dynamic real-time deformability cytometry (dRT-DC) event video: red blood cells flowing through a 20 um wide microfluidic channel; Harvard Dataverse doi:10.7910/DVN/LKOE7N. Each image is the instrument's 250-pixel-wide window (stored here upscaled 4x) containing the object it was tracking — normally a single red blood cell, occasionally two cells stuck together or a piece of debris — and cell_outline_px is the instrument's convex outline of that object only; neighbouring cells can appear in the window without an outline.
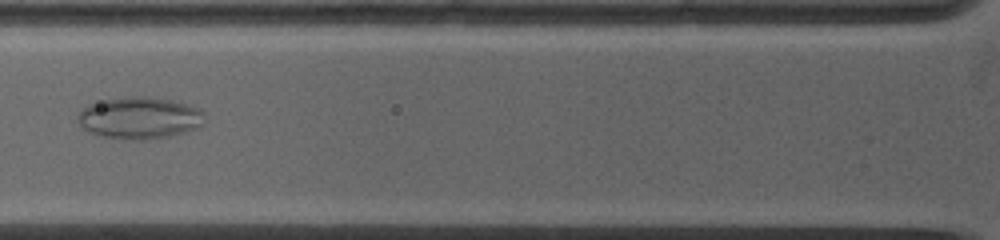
{"species": "common noctule bat (a hibernating species)", "species_latin": "Nyctalus noctula", "temperature_condition": "warm", "stored_images_in_passage": 4, "camera_frame_rate_fps": 5000, "um_per_image_px": 0.085, "animal": {"sex": "female", "body_mass_g": 19.0, "forearm_length_mm": 53.3}, "frame": {"image": 1, "passage_image": 3, "time_ms": 2.0, "image_size_px": [1000, 240], "cell_outline_px": [[204, 124], [200, 128], [168, 136], [148, 140], [124, 140], [100, 136], [84, 128], [80, 124], [76, 116], [88, 104], [124, 96], [148, 96], [188, 104], [200, 108], [204, 112]], "centroid_in_image_um": [11.9, 10.03], "position_along_channel_um": 113.9, "area_um2": 31.21}}
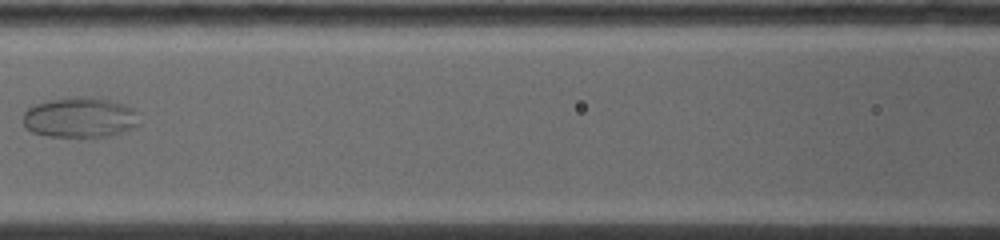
{"frame": {"image": 2, "passage_image": 4, "time_ms": 3.2, "image_size_px": [1000, 240], "cell_outline_px": [[140, 124], [136, 128], [108, 136], [48, 136], [32, 132], [24, 128], [24, 112], [28, 108], [36, 104], [52, 100], [72, 96], [92, 96], [108, 100], [132, 108], [136, 112]], "centroid_in_image_um": [6.8, 9.98], "position_along_channel_um": 159.8, "area_um2": 27.22}}